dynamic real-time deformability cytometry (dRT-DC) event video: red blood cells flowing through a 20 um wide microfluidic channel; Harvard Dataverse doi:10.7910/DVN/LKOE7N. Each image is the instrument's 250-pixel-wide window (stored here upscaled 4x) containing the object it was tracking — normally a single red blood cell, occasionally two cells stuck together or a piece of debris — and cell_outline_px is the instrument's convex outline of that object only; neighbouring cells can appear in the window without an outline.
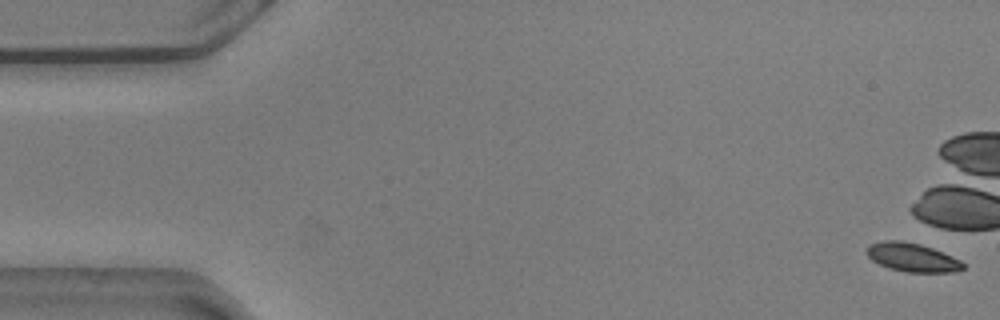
{"species": "common noctule bat (a hibernating species)", "species_latin": "Nyctalus noctula", "temperature_condition": "warm", "stored_images_in_passage": 7, "camera_frame_rate_fps": 3000, "um_per_image_px": 0.085, "animal": {"sex": "male", "body_mass_g": 20.5, "forearm_length_mm": 52.5}, "frame": {"image": 1, "passage_image": 1, "time_ms": 0.0, "image_size_px": [1000, 320], "cell_outline_px": [[964, 268], [952, 272], [908, 272], [892, 268], [880, 264], [872, 260], [868, 256], [868, 244], [884, 240], [900, 240], [920, 244], [932, 248], [952, 256], [960, 260], [964, 264]], "centroid_in_image_um": [77.55, 21.86], "position_along_channel_um": 7.5, "area_um2": 15.84}}